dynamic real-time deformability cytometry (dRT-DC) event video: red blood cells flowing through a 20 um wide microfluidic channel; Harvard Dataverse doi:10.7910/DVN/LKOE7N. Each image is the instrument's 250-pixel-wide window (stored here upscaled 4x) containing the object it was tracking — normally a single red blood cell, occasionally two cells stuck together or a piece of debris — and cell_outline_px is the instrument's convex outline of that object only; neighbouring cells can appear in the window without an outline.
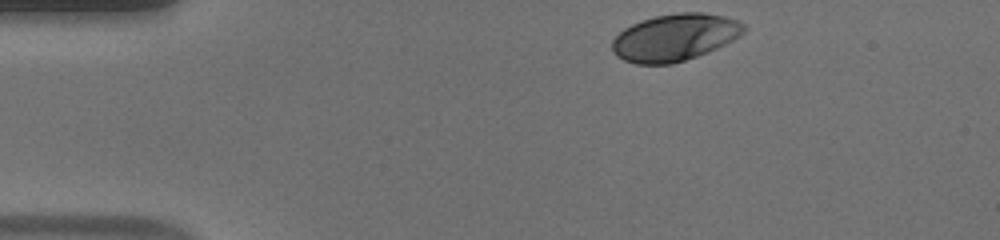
{"species": "human", "species_latin": "Homo sapiens", "temperature_condition": "warm", "stored_images_in_passage": 36, "camera_frame_rate_fps": 3000, "um_per_image_px": 0.085, "donor": {"sex": "male"}, "frame": {"image": 1, "passage_image": 1, "time_ms": 0.0, "image_size_px": [1000, 240], "cell_outline_px": [[744, 32], [740, 36], [708, 52], [672, 64], [636, 64], [624, 60], [616, 56], [612, 52], [612, 40], [624, 28], [640, 20], [656, 16], [680, 12], [704, 12], [724, 16], [736, 20], [744, 24]], "centroid_in_image_um": [57.33, 3.18], "position_along_channel_um": 27.7, "area_um2": 36.01}}
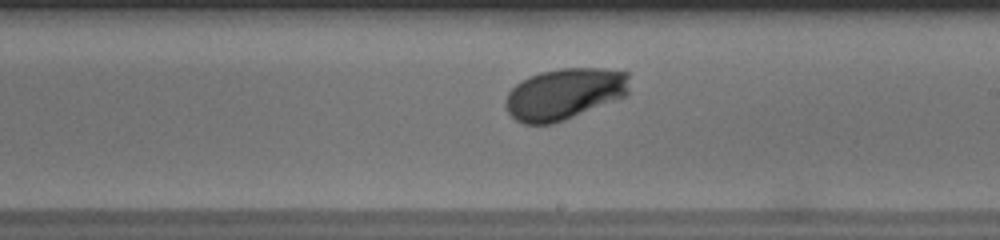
{"frame": {"image": 2, "passage_image": 23, "time_ms": 7.333, "image_size_px": [1000, 240], "cell_outline_px": [[628, 92], [624, 96], [564, 120], [552, 124], [524, 124], [516, 120], [508, 112], [504, 104], [504, 100], [508, 92], [520, 80], [528, 76], [540, 72], [560, 68], [600, 68], [628, 72]], "centroid_in_image_um": [47.92, 7.97], "position_along_channel_um": 241.1, "area_um2": 36.99}}
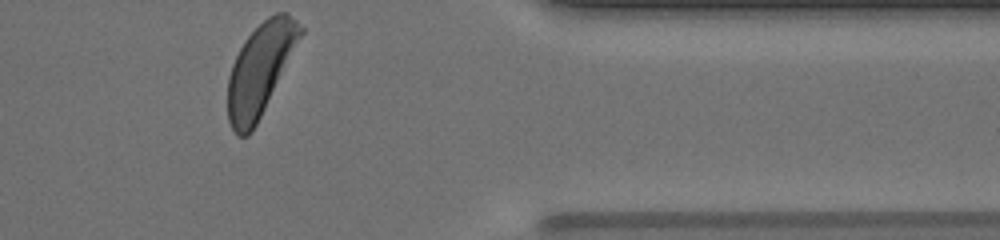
{"frame": {"image": 3, "passage_image": 36, "time_ms": 11.667, "image_size_px": [1000, 240], "cell_outline_px": [[304, 32], [252, 132], [248, 136], [236, 136], [228, 120], [228, 76], [232, 64], [244, 40], [268, 16], [276, 12], [288, 12], [304, 28]], "centroid_in_image_um": [22.11, 5.89], "position_along_channel_um": 389.3, "area_um2": 38.32}, "authors_computed_cell_mechanics": {"area_um2": 36.6452, "velocity_mm_per_s": 3.8468, "shape_relaxation_time_tau1_ms": 2.2234, "shape_relaxation_time_tau2_ms": null, "deformation_change_tau1": 0.1476, "deformation_change_tau2": null}}